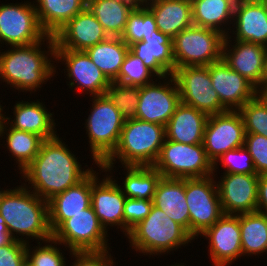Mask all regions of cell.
Returning a JSON list of instances; mask_svg holds the SVG:
<instances>
[{"instance_id": "cell-52", "label": "cell", "mask_w": 267, "mask_h": 266, "mask_svg": "<svg viewBox=\"0 0 267 266\" xmlns=\"http://www.w3.org/2000/svg\"><path fill=\"white\" fill-rule=\"evenodd\" d=\"M19 266H32L27 258H25Z\"/></svg>"}, {"instance_id": "cell-7", "label": "cell", "mask_w": 267, "mask_h": 266, "mask_svg": "<svg viewBox=\"0 0 267 266\" xmlns=\"http://www.w3.org/2000/svg\"><path fill=\"white\" fill-rule=\"evenodd\" d=\"M225 35L221 32L191 25L172 39L175 69L208 66L222 59Z\"/></svg>"}, {"instance_id": "cell-32", "label": "cell", "mask_w": 267, "mask_h": 266, "mask_svg": "<svg viewBox=\"0 0 267 266\" xmlns=\"http://www.w3.org/2000/svg\"><path fill=\"white\" fill-rule=\"evenodd\" d=\"M85 52L106 77L114 81L119 76L129 46L120 37H108Z\"/></svg>"}, {"instance_id": "cell-35", "label": "cell", "mask_w": 267, "mask_h": 266, "mask_svg": "<svg viewBox=\"0 0 267 266\" xmlns=\"http://www.w3.org/2000/svg\"><path fill=\"white\" fill-rule=\"evenodd\" d=\"M240 232L243 256L266 252L267 215L260 212L240 214Z\"/></svg>"}, {"instance_id": "cell-24", "label": "cell", "mask_w": 267, "mask_h": 266, "mask_svg": "<svg viewBox=\"0 0 267 266\" xmlns=\"http://www.w3.org/2000/svg\"><path fill=\"white\" fill-rule=\"evenodd\" d=\"M91 206V172L77 185L48 201L49 227L53 232L64 220Z\"/></svg>"}, {"instance_id": "cell-5", "label": "cell", "mask_w": 267, "mask_h": 266, "mask_svg": "<svg viewBox=\"0 0 267 266\" xmlns=\"http://www.w3.org/2000/svg\"><path fill=\"white\" fill-rule=\"evenodd\" d=\"M132 249L146 255L166 254L188 245L194 238L178 223L156 206L145 219L134 226L126 236Z\"/></svg>"}, {"instance_id": "cell-41", "label": "cell", "mask_w": 267, "mask_h": 266, "mask_svg": "<svg viewBox=\"0 0 267 266\" xmlns=\"http://www.w3.org/2000/svg\"><path fill=\"white\" fill-rule=\"evenodd\" d=\"M219 161L223 168H225L224 173L257 174L251 155L245 146L225 152L213 164V172H216L215 170L218 169L217 163Z\"/></svg>"}, {"instance_id": "cell-34", "label": "cell", "mask_w": 267, "mask_h": 266, "mask_svg": "<svg viewBox=\"0 0 267 266\" xmlns=\"http://www.w3.org/2000/svg\"><path fill=\"white\" fill-rule=\"evenodd\" d=\"M125 179L121 190L126 198L152 200L161 173L153 166H127Z\"/></svg>"}, {"instance_id": "cell-4", "label": "cell", "mask_w": 267, "mask_h": 266, "mask_svg": "<svg viewBox=\"0 0 267 266\" xmlns=\"http://www.w3.org/2000/svg\"><path fill=\"white\" fill-rule=\"evenodd\" d=\"M165 139V126L161 124L139 119L125 120L117 147L101 165L97 166L104 172L110 171V174L116 159L123 167L153 166Z\"/></svg>"}, {"instance_id": "cell-43", "label": "cell", "mask_w": 267, "mask_h": 266, "mask_svg": "<svg viewBox=\"0 0 267 266\" xmlns=\"http://www.w3.org/2000/svg\"><path fill=\"white\" fill-rule=\"evenodd\" d=\"M153 206L152 200L126 198L124 205V233L127 236L130 230L147 217Z\"/></svg>"}, {"instance_id": "cell-55", "label": "cell", "mask_w": 267, "mask_h": 266, "mask_svg": "<svg viewBox=\"0 0 267 266\" xmlns=\"http://www.w3.org/2000/svg\"><path fill=\"white\" fill-rule=\"evenodd\" d=\"M171 266H185V265H181L179 263L178 264L176 263V265L174 264V265H171Z\"/></svg>"}, {"instance_id": "cell-38", "label": "cell", "mask_w": 267, "mask_h": 266, "mask_svg": "<svg viewBox=\"0 0 267 266\" xmlns=\"http://www.w3.org/2000/svg\"><path fill=\"white\" fill-rule=\"evenodd\" d=\"M155 73L143 64V61L132 54L127 53L121 66L119 76L114 80L123 85L143 86L152 83L150 77Z\"/></svg>"}, {"instance_id": "cell-39", "label": "cell", "mask_w": 267, "mask_h": 266, "mask_svg": "<svg viewBox=\"0 0 267 266\" xmlns=\"http://www.w3.org/2000/svg\"><path fill=\"white\" fill-rule=\"evenodd\" d=\"M243 118L245 133L267 137V107L256 96L238 110Z\"/></svg>"}, {"instance_id": "cell-18", "label": "cell", "mask_w": 267, "mask_h": 266, "mask_svg": "<svg viewBox=\"0 0 267 266\" xmlns=\"http://www.w3.org/2000/svg\"><path fill=\"white\" fill-rule=\"evenodd\" d=\"M97 174L92 169L91 206L105 230H108V226H117L124 232L123 212L126 196L121 190V185H118L108 174L100 182Z\"/></svg>"}, {"instance_id": "cell-33", "label": "cell", "mask_w": 267, "mask_h": 266, "mask_svg": "<svg viewBox=\"0 0 267 266\" xmlns=\"http://www.w3.org/2000/svg\"><path fill=\"white\" fill-rule=\"evenodd\" d=\"M8 127L9 125L6 121L0 128V137H5L6 134L7 145L5 146L12 157L15 158L14 160L17 161L18 168L22 172L38 154L44 139L31 132L18 130L11 126Z\"/></svg>"}, {"instance_id": "cell-15", "label": "cell", "mask_w": 267, "mask_h": 266, "mask_svg": "<svg viewBox=\"0 0 267 266\" xmlns=\"http://www.w3.org/2000/svg\"><path fill=\"white\" fill-rule=\"evenodd\" d=\"M54 60L66 65L67 69L63 70H67V78L71 79L68 84L70 88L87 91L89 96L106 94L111 81L85 51L55 49Z\"/></svg>"}, {"instance_id": "cell-40", "label": "cell", "mask_w": 267, "mask_h": 266, "mask_svg": "<svg viewBox=\"0 0 267 266\" xmlns=\"http://www.w3.org/2000/svg\"><path fill=\"white\" fill-rule=\"evenodd\" d=\"M45 242V246H41ZM38 242V246H33L31 249L29 242L26 244V258L32 266H66L65 257L61 249L57 248L58 242L53 238ZM49 243V244H48ZM54 244V245H52ZM32 250V251H31Z\"/></svg>"}, {"instance_id": "cell-47", "label": "cell", "mask_w": 267, "mask_h": 266, "mask_svg": "<svg viewBox=\"0 0 267 266\" xmlns=\"http://www.w3.org/2000/svg\"><path fill=\"white\" fill-rule=\"evenodd\" d=\"M13 240L7 229L6 223L2 215H0V247L10 243Z\"/></svg>"}, {"instance_id": "cell-36", "label": "cell", "mask_w": 267, "mask_h": 266, "mask_svg": "<svg viewBox=\"0 0 267 266\" xmlns=\"http://www.w3.org/2000/svg\"><path fill=\"white\" fill-rule=\"evenodd\" d=\"M157 24L152 12L146 7H136L128 16L121 39L128 45L140 42L143 36L151 37L157 31Z\"/></svg>"}, {"instance_id": "cell-11", "label": "cell", "mask_w": 267, "mask_h": 266, "mask_svg": "<svg viewBox=\"0 0 267 266\" xmlns=\"http://www.w3.org/2000/svg\"><path fill=\"white\" fill-rule=\"evenodd\" d=\"M175 78L181 102L194 107L208 116L228 111L220 102L219 95L212 88L208 66H188L176 68Z\"/></svg>"}, {"instance_id": "cell-37", "label": "cell", "mask_w": 267, "mask_h": 266, "mask_svg": "<svg viewBox=\"0 0 267 266\" xmlns=\"http://www.w3.org/2000/svg\"><path fill=\"white\" fill-rule=\"evenodd\" d=\"M106 94L120 111L124 120L136 119L140 86L123 85L111 81Z\"/></svg>"}, {"instance_id": "cell-28", "label": "cell", "mask_w": 267, "mask_h": 266, "mask_svg": "<svg viewBox=\"0 0 267 266\" xmlns=\"http://www.w3.org/2000/svg\"><path fill=\"white\" fill-rule=\"evenodd\" d=\"M146 7L154 15L158 30L172 39L193 25L191 0H150Z\"/></svg>"}, {"instance_id": "cell-51", "label": "cell", "mask_w": 267, "mask_h": 266, "mask_svg": "<svg viewBox=\"0 0 267 266\" xmlns=\"http://www.w3.org/2000/svg\"><path fill=\"white\" fill-rule=\"evenodd\" d=\"M264 85H267V53H266V62H265Z\"/></svg>"}, {"instance_id": "cell-46", "label": "cell", "mask_w": 267, "mask_h": 266, "mask_svg": "<svg viewBox=\"0 0 267 266\" xmlns=\"http://www.w3.org/2000/svg\"><path fill=\"white\" fill-rule=\"evenodd\" d=\"M256 211L267 215V174H261L258 178Z\"/></svg>"}, {"instance_id": "cell-17", "label": "cell", "mask_w": 267, "mask_h": 266, "mask_svg": "<svg viewBox=\"0 0 267 266\" xmlns=\"http://www.w3.org/2000/svg\"><path fill=\"white\" fill-rule=\"evenodd\" d=\"M217 188L225 215L252 213L257 208L258 174L223 173Z\"/></svg>"}, {"instance_id": "cell-14", "label": "cell", "mask_w": 267, "mask_h": 266, "mask_svg": "<svg viewBox=\"0 0 267 266\" xmlns=\"http://www.w3.org/2000/svg\"><path fill=\"white\" fill-rule=\"evenodd\" d=\"M159 79H165V82L157 84L153 81L140 86L136 119L166 126L181 103V98L173 75Z\"/></svg>"}, {"instance_id": "cell-10", "label": "cell", "mask_w": 267, "mask_h": 266, "mask_svg": "<svg viewBox=\"0 0 267 266\" xmlns=\"http://www.w3.org/2000/svg\"><path fill=\"white\" fill-rule=\"evenodd\" d=\"M214 177L213 174L203 178H185L190 235L194 239L196 236L198 238L224 214Z\"/></svg>"}, {"instance_id": "cell-20", "label": "cell", "mask_w": 267, "mask_h": 266, "mask_svg": "<svg viewBox=\"0 0 267 266\" xmlns=\"http://www.w3.org/2000/svg\"><path fill=\"white\" fill-rule=\"evenodd\" d=\"M230 39V34L225 36L223 60L233 71L238 72L256 88L262 87L264 85L267 47L238 40H233L235 44L232 45Z\"/></svg>"}, {"instance_id": "cell-26", "label": "cell", "mask_w": 267, "mask_h": 266, "mask_svg": "<svg viewBox=\"0 0 267 266\" xmlns=\"http://www.w3.org/2000/svg\"><path fill=\"white\" fill-rule=\"evenodd\" d=\"M153 205L161 209L174 222L190 234V216L185 195V178L162 177L152 199Z\"/></svg>"}, {"instance_id": "cell-45", "label": "cell", "mask_w": 267, "mask_h": 266, "mask_svg": "<svg viewBox=\"0 0 267 266\" xmlns=\"http://www.w3.org/2000/svg\"><path fill=\"white\" fill-rule=\"evenodd\" d=\"M26 244L13 239L0 247V266H19L26 258Z\"/></svg>"}, {"instance_id": "cell-13", "label": "cell", "mask_w": 267, "mask_h": 266, "mask_svg": "<svg viewBox=\"0 0 267 266\" xmlns=\"http://www.w3.org/2000/svg\"><path fill=\"white\" fill-rule=\"evenodd\" d=\"M245 134L239 111L209 115L202 143L208 159L214 164L225 152L244 146Z\"/></svg>"}, {"instance_id": "cell-53", "label": "cell", "mask_w": 267, "mask_h": 266, "mask_svg": "<svg viewBox=\"0 0 267 266\" xmlns=\"http://www.w3.org/2000/svg\"><path fill=\"white\" fill-rule=\"evenodd\" d=\"M267 13V0H261Z\"/></svg>"}, {"instance_id": "cell-25", "label": "cell", "mask_w": 267, "mask_h": 266, "mask_svg": "<svg viewBox=\"0 0 267 266\" xmlns=\"http://www.w3.org/2000/svg\"><path fill=\"white\" fill-rule=\"evenodd\" d=\"M207 119L206 113L181 102L165 126L166 139L183 144L203 143Z\"/></svg>"}, {"instance_id": "cell-27", "label": "cell", "mask_w": 267, "mask_h": 266, "mask_svg": "<svg viewBox=\"0 0 267 266\" xmlns=\"http://www.w3.org/2000/svg\"><path fill=\"white\" fill-rule=\"evenodd\" d=\"M43 105L38 100L36 102L18 101L13 111L15 118L14 120H10L12 118L7 117L6 120L9 121L7 123L15 129L41 136L44 140L51 139L58 135L55 131L56 124L52 113Z\"/></svg>"}, {"instance_id": "cell-48", "label": "cell", "mask_w": 267, "mask_h": 266, "mask_svg": "<svg viewBox=\"0 0 267 266\" xmlns=\"http://www.w3.org/2000/svg\"><path fill=\"white\" fill-rule=\"evenodd\" d=\"M256 96L263 102L267 107V85L257 88Z\"/></svg>"}, {"instance_id": "cell-50", "label": "cell", "mask_w": 267, "mask_h": 266, "mask_svg": "<svg viewBox=\"0 0 267 266\" xmlns=\"http://www.w3.org/2000/svg\"><path fill=\"white\" fill-rule=\"evenodd\" d=\"M3 106L0 105V128L5 124V122L7 121V117H5V114H3Z\"/></svg>"}, {"instance_id": "cell-1", "label": "cell", "mask_w": 267, "mask_h": 266, "mask_svg": "<svg viewBox=\"0 0 267 266\" xmlns=\"http://www.w3.org/2000/svg\"><path fill=\"white\" fill-rule=\"evenodd\" d=\"M59 136L43 141L33 161L22 171V178L31 184L33 192L49 201L82 181L93 168L82 170L80 162Z\"/></svg>"}, {"instance_id": "cell-54", "label": "cell", "mask_w": 267, "mask_h": 266, "mask_svg": "<svg viewBox=\"0 0 267 266\" xmlns=\"http://www.w3.org/2000/svg\"><path fill=\"white\" fill-rule=\"evenodd\" d=\"M5 190L2 191V189L0 190V199L2 197V195L4 194Z\"/></svg>"}, {"instance_id": "cell-12", "label": "cell", "mask_w": 267, "mask_h": 266, "mask_svg": "<svg viewBox=\"0 0 267 266\" xmlns=\"http://www.w3.org/2000/svg\"><path fill=\"white\" fill-rule=\"evenodd\" d=\"M46 36L39 24L34 3L0 5L1 44L26 46L43 41Z\"/></svg>"}, {"instance_id": "cell-49", "label": "cell", "mask_w": 267, "mask_h": 266, "mask_svg": "<svg viewBox=\"0 0 267 266\" xmlns=\"http://www.w3.org/2000/svg\"><path fill=\"white\" fill-rule=\"evenodd\" d=\"M130 2L131 4H133L135 7H142V6H146V4L150 1V0H125Z\"/></svg>"}, {"instance_id": "cell-31", "label": "cell", "mask_w": 267, "mask_h": 266, "mask_svg": "<svg viewBox=\"0 0 267 266\" xmlns=\"http://www.w3.org/2000/svg\"><path fill=\"white\" fill-rule=\"evenodd\" d=\"M109 37H121L128 16L136 8L125 0H88L86 6Z\"/></svg>"}, {"instance_id": "cell-3", "label": "cell", "mask_w": 267, "mask_h": 266, "mask_svg": "<svg viewBox=\"0 0 267 266\" xmlns=\"http://www.w3.org/2000/svg\"><path fill=\"white\" fill-rule=\"evenodd\" d=\"M23 184L13 190H5L0 199V215L13 239L25 243L29 238L44 242L52 238L48 202L29 190L27 183ZM24 236L26 238H22Z\"/></svg>"}, {"instance_id": "cell-6", "label": "cell", "mask_w": 267, "mask_h": 266, "mask_svg": "<svg viewBox=\"0 0 267 266\" xmlns=\"http://www.w3.org/2000/svg\"><path fill=\"white\" fill-rule=\"evenodd\" d=\"M92 97V110L85 128L92 159L101 165L117 147L125 120L107 94Z\"/></svg>"}, {"instance_id": "cell-29", "label": "cell", "mask_w": 267, "mask_h": 266, "mask_svg": "<svg viewBox=\"0 0 267 266\" xmlns=\"http://www.w3.org/2000/svg\"><path fill=\"white\" fill-rule=\"evenodd\" d=\"M37 18L43 31L54 36L69 20L87 6L86 0H36Z\"/></svg>"}, {"instance_id": "cell-16", "label": "cell", "mask_w": 267, "mask_h": 266, "mask_svg": "<svg viewBox=\"0 0 267 266\" xmlns=\"http://www.w3.org/2000/svg\"><path fill=\"white\" fill-rule=\"evenodd\" d=\"M209 240V254L214 266H229L243 256L240 232V214H223L200 237Z\"/></svg>"}, {"instance_id": "cell-9", "label": "cell", "mask_w": 267, "mask_h": 266, "mask_svg": "<svg viewBox=\"0 0 267 266\" xmlns=\"http://www.w3.org/2000/svg\"><path fill=\"white\" fill-rule=\"evenodd\" d=\"M108 231L101 225L93 207L64 220L53 232L58 245L72 251H102L109 248Z\"/></svg>"}, {"instance_id": "cell-19", "label": "cell", "mask_w": 267, "mask_h": 266, "mask_svg": "<svg viewBox=\"0 0 267 266\" xmlns=\"http://www.w3.org/2000/svg\"><path fill=\"white\" fill-rule=\"evenodd\" d=\"M212 88L219 95L221 104L231 111H238L256 97L257 88L238 72L233 71L223 58L209 65Z\"/></svg>"}, {"instance_id": "cell-30", "label": "cell", "mask_w": 267, "mask_h": 266, "mask_svg": "<svg viewBox=\"0 0 267 266\" xmlns=\"http://www.w3.org/2000/svg\"><path fill=\"white\" fill-rule=\"evenodd\" d=\"M193 25L210 28L228 36L223 26L233 24L235 0H191ZM230 19V21H229ZM229 23V24H228Z\"/></svg>"}, {"instance_id": "cell-2", "label": "cell", "mask_w": 267, "mask_h": 266, "mask_svg": "<svg viewBox=\"0 0 267 266\" xmlns=\"http://www.w3.org/2000/svg\"><path fill=\"white\" fill-rule=\"evenodd\" d=\"M44 41L47 42L48 51L41 50ZM54 55V36L47 35L43 41L26 46H11L10 50L0 52L1 81L18 91H36L37 88H41V84L55 75L56 65L51 63L54 62L51 59H54Z\"/></svg>"}, {"instance_id": "cell-44", "label": "cell", "mask_w": 267, "mask_h": 266, "mask_svg": "<svg viewBox=\"0 0 267 266\" xmlns=\"http://www.w3.org/2000/svg\"><path fill=\"white\" fill-rule=\"evenodd\" d=\"M109 249L102 251H72L75 258L71 266H113L114 260L109 254Z\"/></svg>"}, {"instance_id": "cell-23", "label": "cell", "mask_w": 267, "mask_h": 266, "mask_svg": "<svg viewBox=\"0 0 267 266\" xmlns=\"http://www.w3.org/2000/svg\"><path fill=\"white\" fill-rule=\"evenodd\" d=\"M233 22L234 40L267 47V13L261 0L236 2Z\"/></svg>"}, {"instance_id": "cell-21", "label": "cell", "mask_w": 267, "mask_h": 266, "mask_svg": "<svg viewBox=\"0 0 267 266\" xmlns=\"http://www.w3.org/2000/svg\"><path fill=\"white\" fill-rule=\"evenodd\" d=\"M109 36L86 7L69 20L55 35V49L85 51Z\"/></svg>"}, {"instance_id": "cell-42", "label": "cell", "mask_w": 267, "mask_h": 266, "mask_svg": "<svg viewBox=\"0 0 267 266\" xmlns=\"http://www.w3.org/2000/svg\"><path fill=\"white\" fill-rule=\"evenodd\" d=\"M244 146L251 155L257 174H267V137L260 134L246 133Z\"/></svg>"}, {"instance_id": "cell-8", "label": "cell", "mask_w": 267, "mask_h": 266, "mask_svg": "<svg viewBox=\"0 0 267 266\" xmlns=\"http://www.w3.org/2000/svg\"><path fill=\"white\" fill-rule=\"evenodd\" d=\"M153 167L165 178H203L214 174L202 143L183 144L168 139Z\"/></svg>"}, {"instance_id": "cell-22", "label": "cell", "mask_w": 267, "mask_h": 266, "mask_svg": "<svg viewBox=\"0 0 267 266\" xmlns=\"http://www.w3.org/2000/svg\"><path fill=\"white\" fill-rule=\"evenodd\" d=\"M129 51L143 61L158 78L172 75L175 70L172 38L161 31H153L151 37L129 46Z\"/></svg>"}]
</instances>
